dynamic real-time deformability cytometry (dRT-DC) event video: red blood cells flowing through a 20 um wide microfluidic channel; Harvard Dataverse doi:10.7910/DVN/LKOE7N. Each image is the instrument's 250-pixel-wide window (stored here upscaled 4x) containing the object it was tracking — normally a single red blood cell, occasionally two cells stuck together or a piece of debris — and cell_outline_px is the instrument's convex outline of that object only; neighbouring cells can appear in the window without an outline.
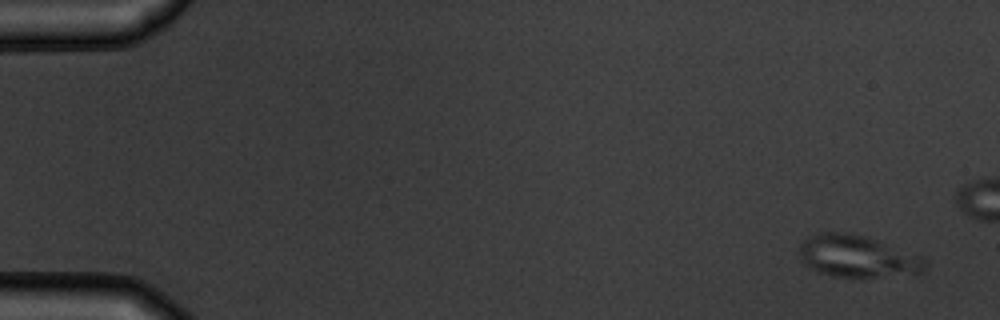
{"species": "common noctule bat (a hibernating species)", "species_latin": "Nyctalus noctula", "temperature_condition": "warm", "stored_images_in_passage": 5, "camera_frame_rate_fps": 3000, "um_per_image_px": 0.085, "animal": {"sex": "male", "body_mass_g": 19.5, "forearm_length_mm": 54.6}, "frame": {"image": 1, "passage_image": 1, "time_ms": 0.0, "image_size_px": [1000, 320], "cell_outline_px": [[928, 264], [924, 272], [876, 276], [832, 276], [820, 272], [804, 264], [800, 256], [800, 244], [808, 236], [820, 232], [848, 232], [864, 236], [924, 256]], "centroid_in_image_um": [72.89, 21.76], "position_along_channel_um": 12.1, "area_um2": 30.46}}